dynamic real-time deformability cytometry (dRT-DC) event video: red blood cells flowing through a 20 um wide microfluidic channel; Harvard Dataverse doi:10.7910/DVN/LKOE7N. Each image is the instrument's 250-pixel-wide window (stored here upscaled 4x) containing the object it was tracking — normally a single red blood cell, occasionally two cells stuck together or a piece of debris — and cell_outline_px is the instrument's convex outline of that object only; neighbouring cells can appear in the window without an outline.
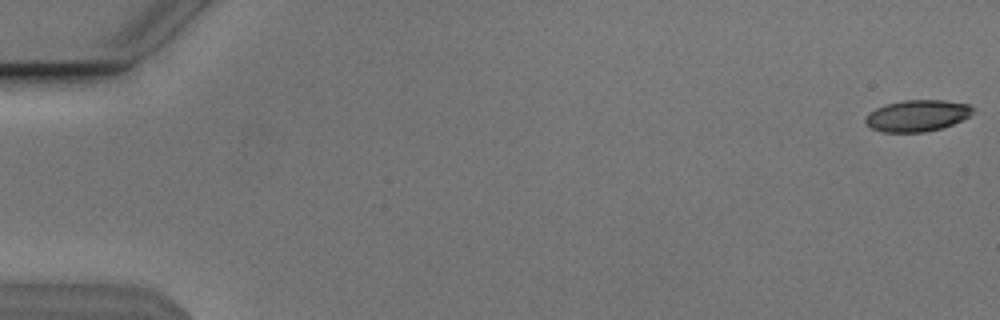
{"species": "Egyptian fruit bat (a non-hibernating species)", "species_latin": "Rousettus aegyptiacus", "temperature_condition": "cold", "stored_images_in_passage": 17, "camera_frame_rate_fps": 3000, "um_per_image_px": 0.085, "animal": {"sex": "male"}, "frame": {"image": 1, "passage_image": 1, "time_ms": 0.0, "image_size_px": [1000, 320], "cell_outline_px": [[972, 112], [968, 116], [952, 124], [940, 128], [924, 132], [884, 132], [872, 128], [864, 120], [864, 116], [868, 112], [884, 104], [904, 100], [944, 100], [968, 104], [972, 108]], "centroid_in_image_um": [77.9, 9.82], "position_along_channel_um": 7.1, "area_um2": 19.54}}